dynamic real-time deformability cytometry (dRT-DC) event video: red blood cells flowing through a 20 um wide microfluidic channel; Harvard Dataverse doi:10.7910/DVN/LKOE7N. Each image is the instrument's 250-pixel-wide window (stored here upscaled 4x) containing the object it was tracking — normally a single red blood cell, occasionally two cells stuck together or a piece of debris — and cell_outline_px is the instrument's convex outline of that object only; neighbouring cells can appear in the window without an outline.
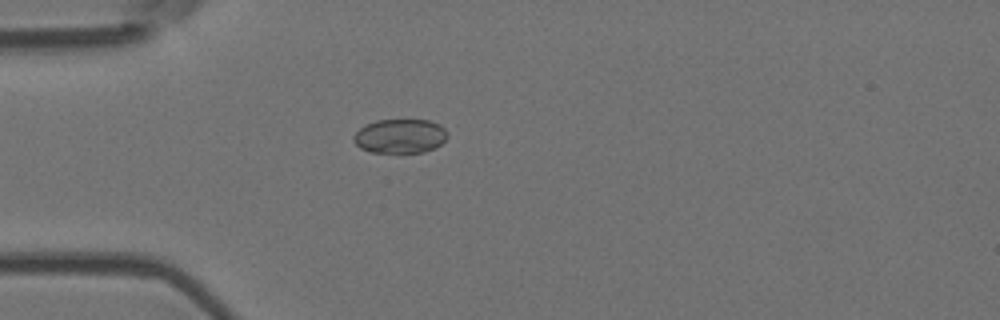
{"species": "Egyptian fruit bat (a non-hibernating species)", "species_latin": "Rousettus aegyptiacus", "temperature_condition": "room temperature", "stored_images_in_passage": 5, "camera_frame_rate_fps": 3000, "um_per_image_px": 0.085, "animal": {"sex": "female"}, "frame": {"image": 1, "passage_image": 5, "time_ms": 1.333, "image_size_px": [1000, 320], "cell_outline_px": [[448, 136], [440, 144], [424, 152], [372, 152], [360, 148], [352, 140], [352, 136], [360, 128], [376, 120], [428, 120], [440, 124], [448, 132]], "centroid_in_image_um": [34.0, 11.56], "position_along_channel_um": 51.0, "area_um2": 18.61}}